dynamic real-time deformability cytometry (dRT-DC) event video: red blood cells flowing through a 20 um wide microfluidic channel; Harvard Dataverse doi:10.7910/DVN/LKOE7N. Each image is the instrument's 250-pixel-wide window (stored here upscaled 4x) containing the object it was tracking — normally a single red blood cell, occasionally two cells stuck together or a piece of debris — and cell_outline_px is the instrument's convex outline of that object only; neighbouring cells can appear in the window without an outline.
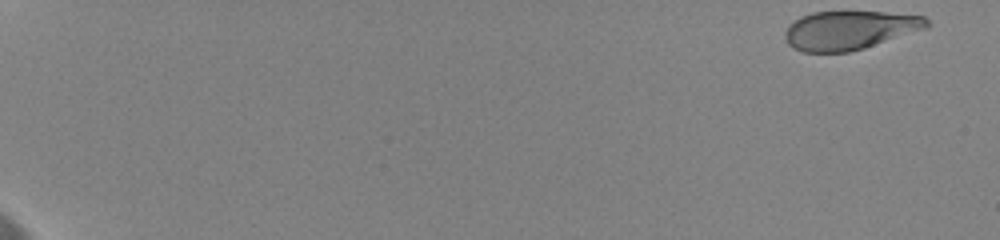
{"species": "human", "species_latin": "Homo sapiens", "temperature_condition": "cold", "stored_images_in_passage": 49, "camera_frame_rate_fps": 3000, "um_per_image_px": 0.085, "donor": {"sex": "female"}, "frame": {"image": 1, "passage_image": 1, "time_ms": 0.0, "image_size_px": [1000, 240], "cell_outline_px": [[928, 28], [864, 48], [848, 52], [804, 52], [792, 48], [788, 44], [784, 36], [784, 32], [800, 16], [812, 12], [884, 12], [924, 16], [928, 20]], "centroid_in_image_um": [72.21, 2.57], "position_along_channel_um": 12.8, "area_um2": 31.91}}
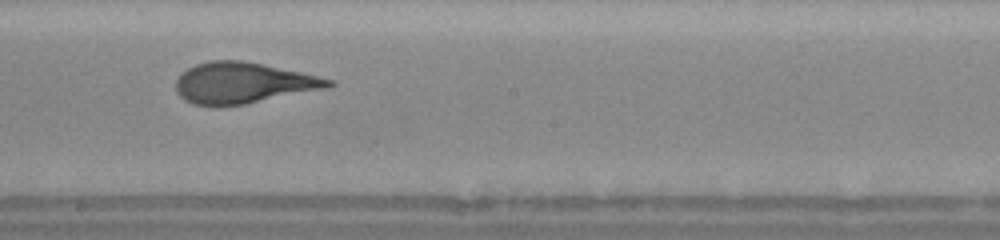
{"frame": {"image": 2, "passage_image": 38, "time_ms": 11.667, "image_size_px": [1000, 240], "cell_outline_px": [[336, 84], [332, 88], [244, 104], [192, 104], [184, 100], [176, 92], [176, 80], [188, 68], [196, 64], [208, 60], [244, 60], [300, 72], [336, 80]], "centroid_in_image_um": [20.74, 7.03], "position_along_channel_um": 227.5, "area_um2": 36.36}}
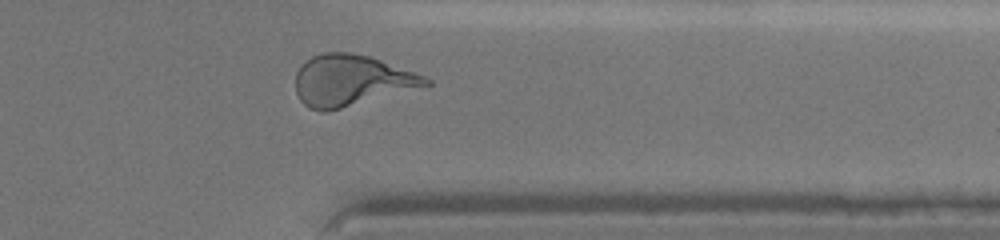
{"frame": {"image": 3, "passage_image": 48, "time_ms": 16.0, "image_size_px": [1000, 240], "cell_outline_px": [[432, 84], [340, 108], [324, 112], [320, 112], [308, 108], [300, 100], [296, 92], [296, 72], [312, 56], [324, 52], [352, 52], [368, 56], [380, 60], [424, 76], [432, 80]], "centroid_in_image_um": [29.82, 6.84], "position_along_channel_um": 381.6, "area_um2": 38.09}, "authors_computed_cell_mechanics": {"area_um2": 35.4892, "velocity_mm_per_s": 3.5552, "shape_relaxation_time_tau1_ms": 4.2556, "shape_relaxation_time_tau2_ms": 0.6055, "deformation_change_tau1": 0.1984, "deformation_change_tau2": 0.0715}}